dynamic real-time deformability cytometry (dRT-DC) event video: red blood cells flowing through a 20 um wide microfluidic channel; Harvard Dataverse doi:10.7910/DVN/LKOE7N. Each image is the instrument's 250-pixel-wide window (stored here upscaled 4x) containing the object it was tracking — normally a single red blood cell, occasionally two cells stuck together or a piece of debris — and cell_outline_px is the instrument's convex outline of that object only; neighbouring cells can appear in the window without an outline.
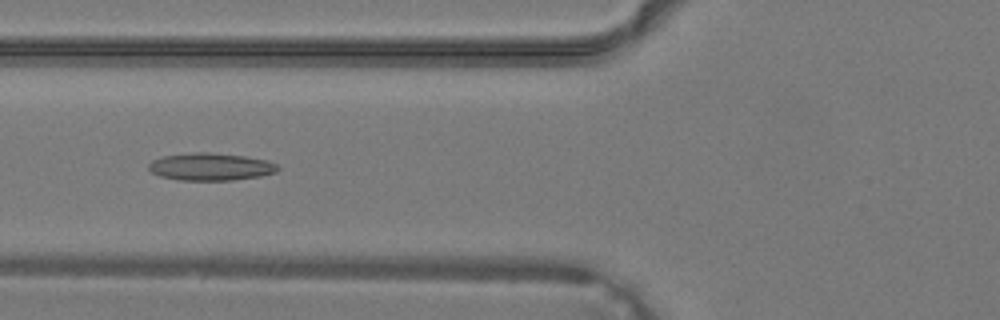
{"species": "common noctule bat (a hibernating species)", "species_latin": "Nyctalus noctula", "temperature_condition": "warm", "stored_images_in_passage": 40, "camera_frame_rate_fps": 3000, "um_per_image_px": 0.085, "animal": {"sex": "male", "body_mass_g": 19.2, "forearm_length_mm": 51.8}, "frame": {"image": 1, "passage_image": 15, "time_ms": 4.667, "image_size_px": [1000, 320], "cell_outline_px": [[280, 168], [276, 172], [260, 176], [232, 180], [180, 180], [160, 176], [152, 172], [148, 168], [148, 164], [152, 160], [164, 156], [196, 152], [208, 152], [244, 156], [268, 160], [276, 164]], "centroid_in_image_um": [17.91, 14.17], "position_along_channel_um": 107.9, "area_um2": 20.58}}
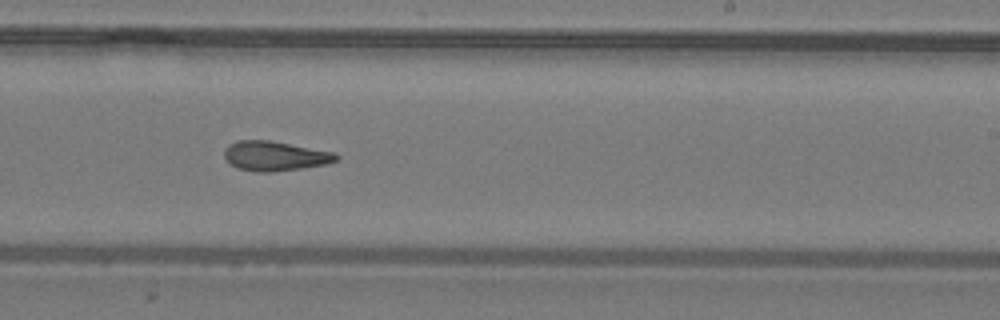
{"frame": {"image": 2, "passage_image": 24, "time_ms": 7.667, "image_size_px": [1000, 320], "cell_outline_px": [[340, 160], [324, 164], [300, 168], [272, 172], [256, 172], [236, 168], [224, 156], [224, 148], [228, 144], [236, 140], [272, 140], [336, 152], [340, 156]], "centroid_in_image_um": [23.39, 13.24], "position_along_channel_um": 265.6, "area_um2": 19.59}}
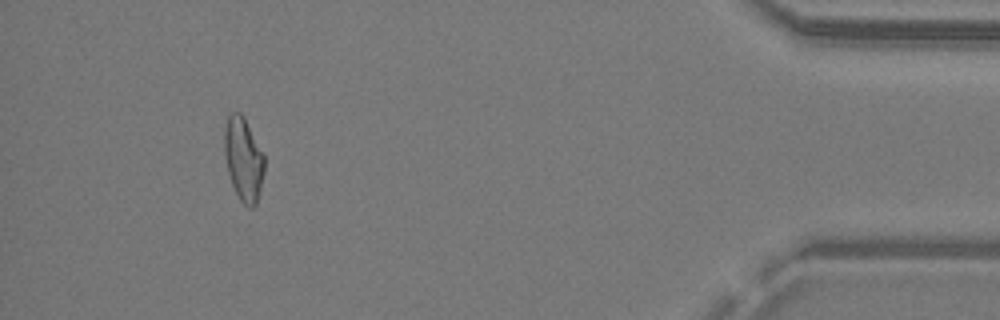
{"frame": {"image": 3, "passage_image": 36, "time_ms": 11.667, "image_size_px": [1000, 320], "cell_outline_px": [[264, 172], [256, 204], [252, 208], [248, 208], [240, 200], [232, 184], [228, 172], [224, 156], [224, 128], [228, 116], [232, 112], [240, 112], [244, 116], [264, 156]], "centroid_in_image_um": [20.68, 13.52], "position_along_channel_um": 414.5, "area_um2": 19.36}}